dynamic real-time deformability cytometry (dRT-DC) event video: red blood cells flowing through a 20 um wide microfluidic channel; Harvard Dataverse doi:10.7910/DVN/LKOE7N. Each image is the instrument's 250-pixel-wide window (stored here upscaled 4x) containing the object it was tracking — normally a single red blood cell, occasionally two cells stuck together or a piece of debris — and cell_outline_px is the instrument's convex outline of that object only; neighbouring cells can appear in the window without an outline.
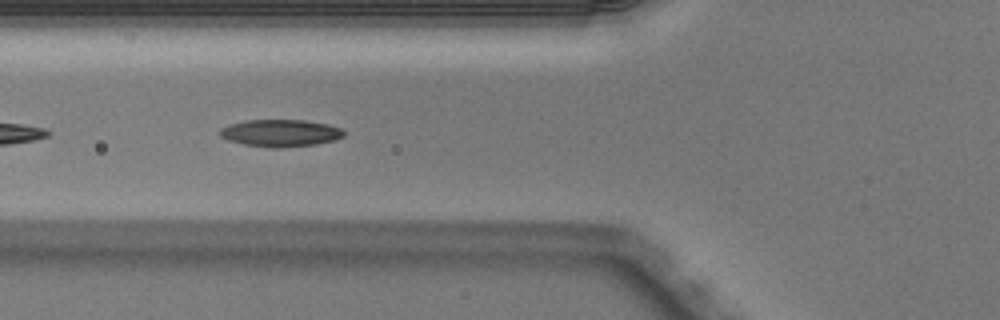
{"species": "Egyptian fruit bat (a non-hibernating species)", "species_latin": "Rousettus aegyptiacus", "temperature_condition": "warm", "stored_images_in_passage": 11, "camera_frame_rate_fps": 3000, "um_per_image_px": 0.085, "animal": {"sex": "male"}, "frame": {"image": 1, "passage_image": 5, "time_ms": 1.333, "image_size_px": [1000, 320], "cell_outline_px": [[344, 136], [336, 140], [316, 144], [276, 148], [272, 148], [244, 144], [228, 140], [220, 136], [220, 128], [228, 124], [244, 120], [304, 120], [328, 124], [340, 128], [344, 132]], "centroid_in_image_um": [23.83, 11.3], "position_along_channel_um": 102.0, "area_um2": 19.65}}
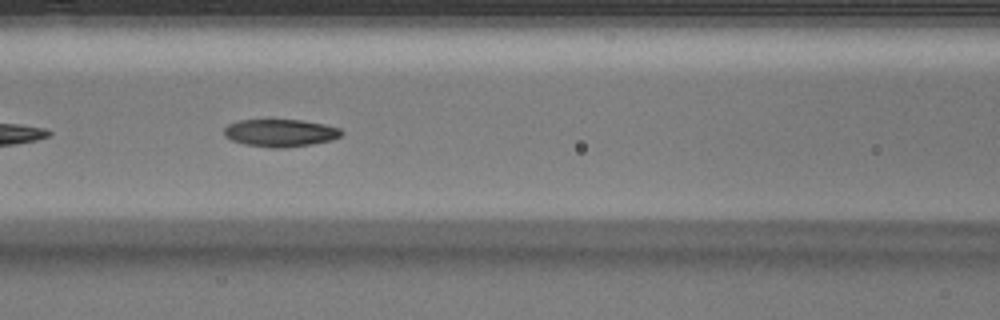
{"frame": {"image": 2, "passage_image": 8, "time_ms": 2.333, "image_size_px": [1000, 320], "cell_outline_px": [[344, 132], [340, 136], [332, 140], [312, 144], [284, 148], [272, 148], [244, 144], [232, 140], [224, 136], [224, 128], [228, 124], [240, 120], [300, 120], [324, 124], [340, 128]], "centroid_in_image_um": [23.83, 11.3], "position_along_channel_um": 142.8, "area_um2": 18.84}}